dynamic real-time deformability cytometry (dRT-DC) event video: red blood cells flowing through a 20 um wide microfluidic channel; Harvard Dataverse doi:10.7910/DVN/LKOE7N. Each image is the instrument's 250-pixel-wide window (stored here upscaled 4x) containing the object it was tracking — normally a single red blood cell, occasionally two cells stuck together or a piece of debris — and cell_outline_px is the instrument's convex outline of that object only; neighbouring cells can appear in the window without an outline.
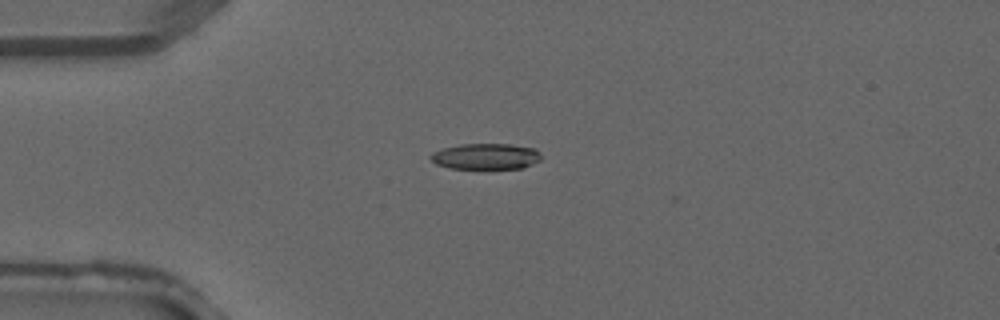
{"species": "common noctule bat (a hibernating species)", "species_latin": "Nyctalus noctula", "temperature_condition": "warm", "stored_images_in_passage": 2, "camera_frame_rate_fps": 3000, "um_per_image_px": 0.085, "animal": {"sex": "male", "forearm_length_mm": 52.5}, "frame": {"image": 1, "passage_image": 1, "time_ms": 0.0, "image_size_px": [1000, 320], "cell_outline_px": [[540, 160], [524, 168], [448, 168], [436, 164], [428, 156], [432, 152], [444, 148], [460, 144], [508, 144], [536, 148], [540, 152]], "centroid_in_image_um": [41.29, 13.29], "position_along_channel_um": 43.7, "area_um2": 16.7}}